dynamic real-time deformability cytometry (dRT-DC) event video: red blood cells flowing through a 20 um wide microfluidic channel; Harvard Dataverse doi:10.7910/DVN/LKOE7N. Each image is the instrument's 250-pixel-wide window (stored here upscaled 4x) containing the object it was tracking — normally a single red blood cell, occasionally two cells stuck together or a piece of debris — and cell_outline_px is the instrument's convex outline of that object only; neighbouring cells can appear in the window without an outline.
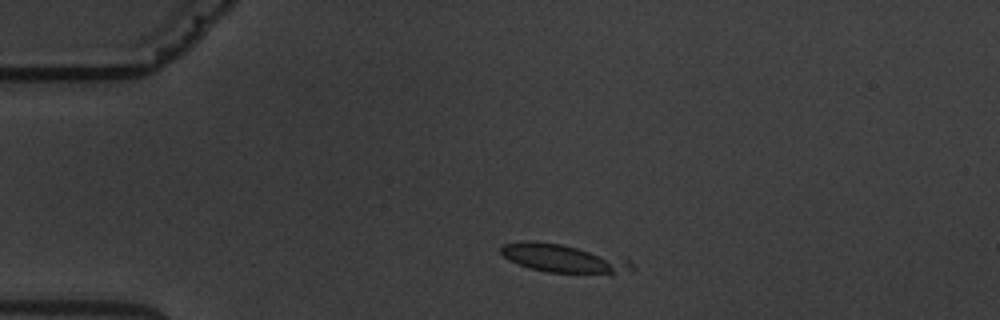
{"species": "common noctule bat (a hibernating species)", "species_latin": "Nyctalus noctula", "temperature_condition": "warm", "stored_images_in_passage": 4, "camera_frame_rate_fps": 3000, "um_per_image_px": 0.085, "animal": {"sex": "male", "body_mass_g": 19.5, "forearm_length_mm": 54.6}, "frame": {"image": 1, "passage_image": 2, "time_ms": 1.333, "image_size_px": [1000, 320], "cell_outline_px": [[632, 268], [612, 276], [548, 272], [532, 268], [508, 260], [500, 252], [500, 244], [520, 240], [536, 240], [560, 244], [632, 260]], "centroid_in_image_um": [47.87, 21.98], "position_along_channel_um": 37.1, "area_um2": 22.02}}